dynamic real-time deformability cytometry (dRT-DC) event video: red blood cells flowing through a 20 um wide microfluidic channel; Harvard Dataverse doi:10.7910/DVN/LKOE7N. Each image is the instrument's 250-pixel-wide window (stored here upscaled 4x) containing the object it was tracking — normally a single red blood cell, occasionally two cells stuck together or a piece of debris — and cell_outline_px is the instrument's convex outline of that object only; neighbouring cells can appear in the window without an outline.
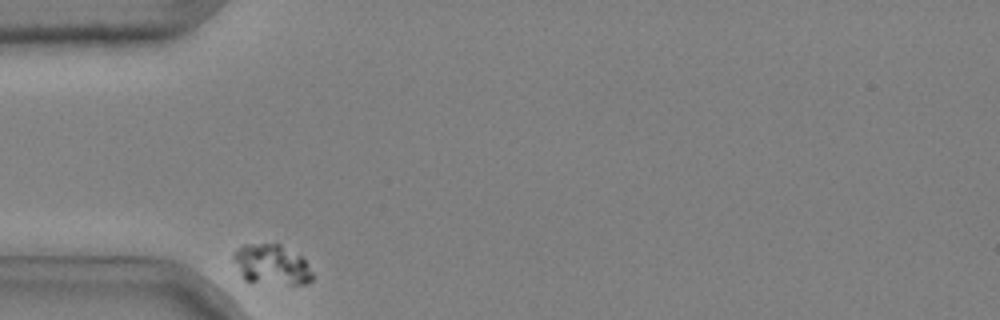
{"species": "common noctule bat (a hibernating species)", "species_latin": "Nyctalus noctula", "temperature_condition": "cold", "stored_images_in_passage": 35, "camera_frame_rate_fps": 3000, "um_per_image_px": 0.085, "animal": {"sex": "male", "body_mass_g": 20.4}, "frame": {"image": 1, "passage_image": 1, "time_ms": 0.0, "image_size_px": [1000, 320], "cell_outline_px": [[312, 280], [304, 284], [288, 284], [244, 280], [232, 256], [232, 252], [244, 244], [280, 244], [300, 256], [308, 264], [312, 272]], "centroid_in_image_um": [23.08, 22.48], "position_along_channel_um": 61.9, "area_um2": 18.15}}
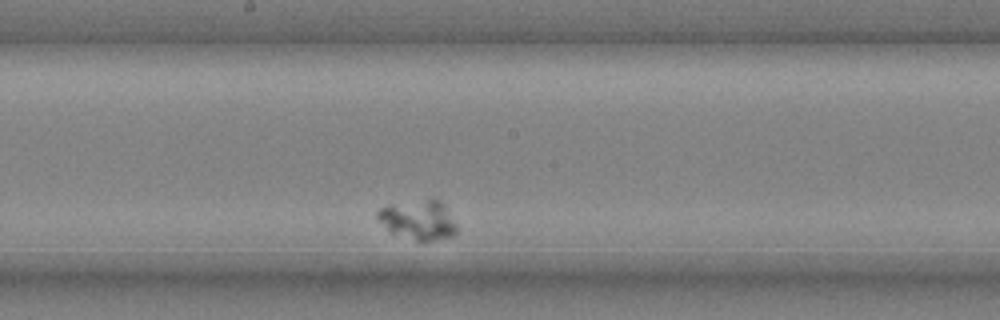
{"frame": {"image": 2, "passage_image": 18, "time_ms": 5.667, "image_size_px": [1000, 320], "cell_outline_px": [[456, 232], [452, 236], [432, 240], [416, 240], [388, 232], [376, 216], [376, 212], [380, 208], [388, 204], [432, 196], [440, 200], [444, 204], [456, 224]], "centroid_in_image_um": [35.53, 18.63], "position_along_channel_um": 212.7, "area_um2": 18.67}}
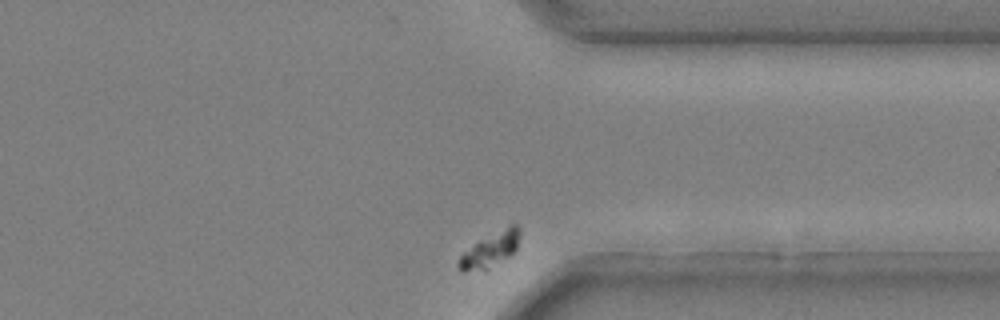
{"frame": {"image": 3, "passage_image": 34, "time_ms": 11.0, "image_size_px": [1000, 320], "cell_outline_px": [[520, 236], [516, 248], [508, 256], [488, 268], [464, 272], [460, 272], [456, 264], [460, 256], [464, 252], [480, 240], [508, 224], [516, 224], [520, 228]], "centroid_in_image_um": [41.67, 21.2], "position_along_channel_um": 369.7, "area_um2": 12.14}}